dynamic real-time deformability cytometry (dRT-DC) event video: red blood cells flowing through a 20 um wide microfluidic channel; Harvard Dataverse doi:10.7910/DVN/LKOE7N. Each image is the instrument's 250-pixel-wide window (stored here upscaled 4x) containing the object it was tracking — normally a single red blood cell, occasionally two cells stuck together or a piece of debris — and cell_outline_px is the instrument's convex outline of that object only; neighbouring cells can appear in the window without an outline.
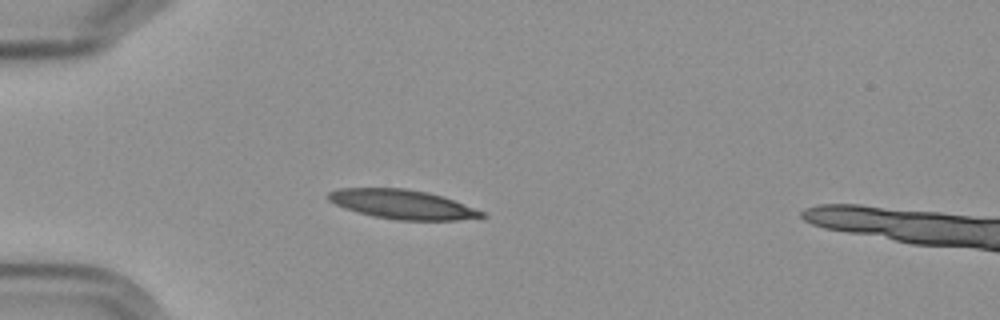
{"species": "Egyptian fruit bat (a non-hibernating species)", "species_latin": "Rousettus aegyptiacus", "temperature_condition": "cold", "stored_images_in_passage": 5, "camera_frame_rate_fps": 3000, "um_per_image_px": 0.085, "frame": {"image": 1, "passage_image": 4, "time_ms": 3.667, "image_size_px": [1000, 320], "cell_outline_px": [[488, 216], [456, 220], [396, 220], [372, 216], [344, 208], [328, 200], [328, 192], [340, 188], [404, 188], [428, 192], [444, 196], [484, 212]], "centroid_in_image_um": [34.2, 17.36], "position_along_channel_um": 50.8, "area_um2": 26.13}}